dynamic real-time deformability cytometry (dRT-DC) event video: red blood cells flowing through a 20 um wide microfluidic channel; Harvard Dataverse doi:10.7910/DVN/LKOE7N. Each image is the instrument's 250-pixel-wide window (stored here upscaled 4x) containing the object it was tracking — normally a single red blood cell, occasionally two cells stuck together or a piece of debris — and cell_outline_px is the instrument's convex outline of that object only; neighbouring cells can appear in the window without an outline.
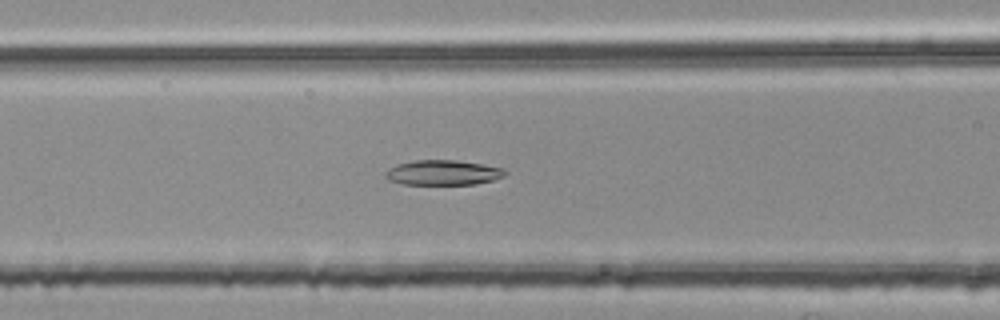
{"species": "common noctule bat (a hibernating species)", "species_latin": "Nyctalus noctula", "temperature_condition": "room temperature", "stored_images_in_passage": 47, "camera_frame_rate_fps": 3000, "um_per_image_px": 0.085, "animal": {"sex": "female", "body_mass_g": 25.1}, "frame": {"image": 1, "passage_image": 15, "time_ms": 4.667, "image_size_px": [1000, 320], "cell_outline_px": [[508, 172], [504, 176], [492, 180], [476, 184], [400, 184], [388, 180], [384, 176], [384, 172], [388, 168], [396, 164], [416, 160], [456, 160], [504, 168]], "centroid_in_image_um": [37.61, 14.67], "position_along_channel_um": 129.0, "area_um2": 17.51}}
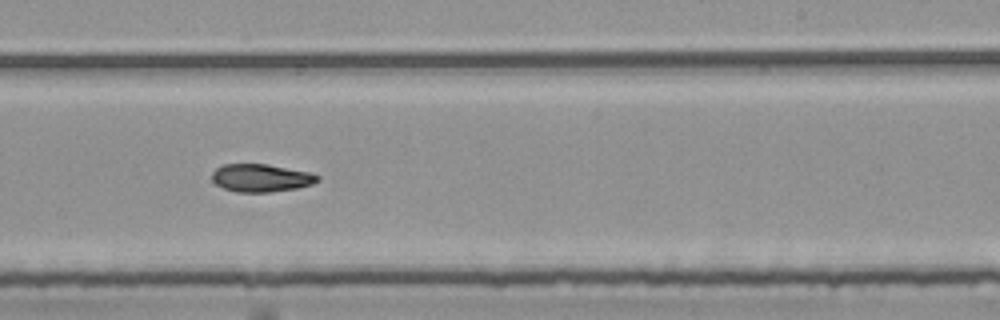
{"frame": {"image": 2, "passage_image": 26, "time_ms": 8.333, "image_size_px": [1000, 320], "cell_outline_px": [[320, 180], [312, 184], [296, 188], [268, 192], [236, 192], [224, 188], [216, 184], [212, 180], [212, 172], [216, 168], [224, 164], [268, 164], [312, 172], [320, 176]], "centroid_in_image_um": [22.21, 15.11], "position_along_channel_um": 266.8, "area_um2": 17.22}}
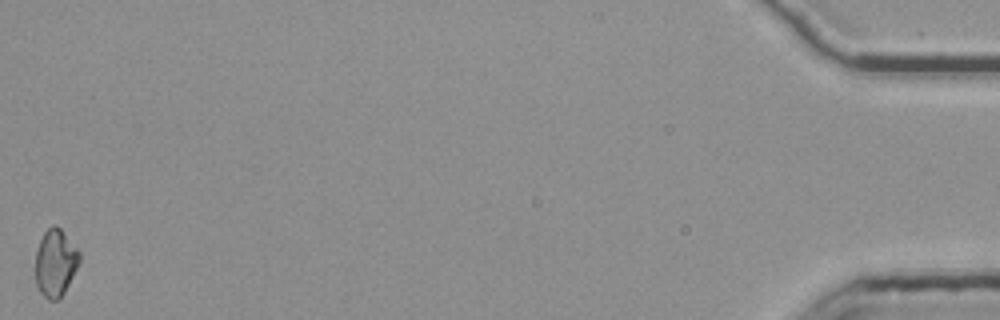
{"frame": {"image": 3, "passage_image": 47, "time_ms": 15.333, "image_size_px": [1000, 320], "cell_outline_px": [[80, 260], [64, 292], [56, 300], [48, 300], [40, 292], [36, 284], [36, 252], [40, 240], [44, 232], [48, 228], [56, 224], [60, 228], [80, 252]], "centroid_in_image_um": [4.7, 22.33], "position_along_channel_um": 430.5, "area_um2": 16.94}, "authors_computed_cell_mechanics": {"area_um2": 17.2244, "velocity_mm_per_s": 3.7771, "shape_relaxation_time_tau1_ms": null, "shape_relaxation_time_tau2_ms": 8.9254, "deformation_change_tau1": null, "deformation_change_tau2": 0.1498}}